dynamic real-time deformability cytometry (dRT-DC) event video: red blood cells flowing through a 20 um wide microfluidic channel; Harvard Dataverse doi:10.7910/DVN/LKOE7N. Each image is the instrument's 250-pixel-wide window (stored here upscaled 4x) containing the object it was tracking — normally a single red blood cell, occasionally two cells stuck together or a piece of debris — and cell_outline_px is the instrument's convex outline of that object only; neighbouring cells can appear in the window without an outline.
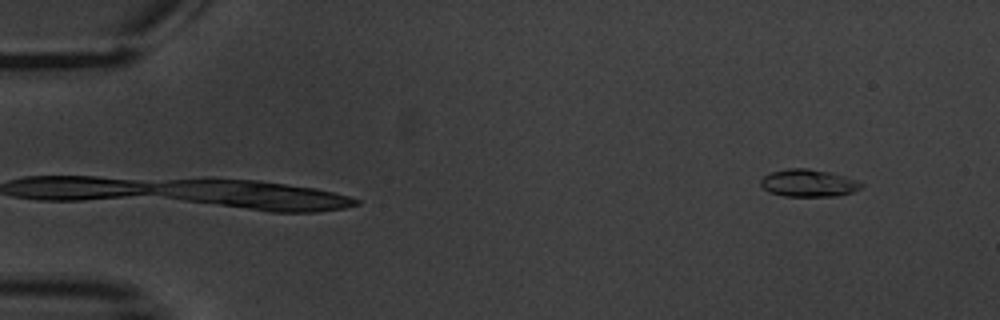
{"species": "common noctule bat (a hibernating species)", "species_latin": "Nyctalus noctula", "temperature_condition": "warm", "stored_images_in_passage": 5, "camera_frame_rate_fps": 3000, "um_per_image_px": 0.085, "animal": {"sex": "male", "body_mass_g": 20.1, "forearm_length_mm": 53.5}, "frame": {"image": 1, "passage_image": 5, "time_ms": 5.667, "image_size_px": [1000, 320], "cell_outline_px": [[864, 184], [860, 188], [852, 192], [836, 196], [784, 196], [768, 192], [760, 184], [760, 180], [764, 176], [772, 172], [788, 168], [808, 168], [828, 172], [844, 176], [856, 180]], "centroid_in_image_um": [68.7, 15.56], "position_along_channel_um": 16.3, "area_um2": 15.95}}